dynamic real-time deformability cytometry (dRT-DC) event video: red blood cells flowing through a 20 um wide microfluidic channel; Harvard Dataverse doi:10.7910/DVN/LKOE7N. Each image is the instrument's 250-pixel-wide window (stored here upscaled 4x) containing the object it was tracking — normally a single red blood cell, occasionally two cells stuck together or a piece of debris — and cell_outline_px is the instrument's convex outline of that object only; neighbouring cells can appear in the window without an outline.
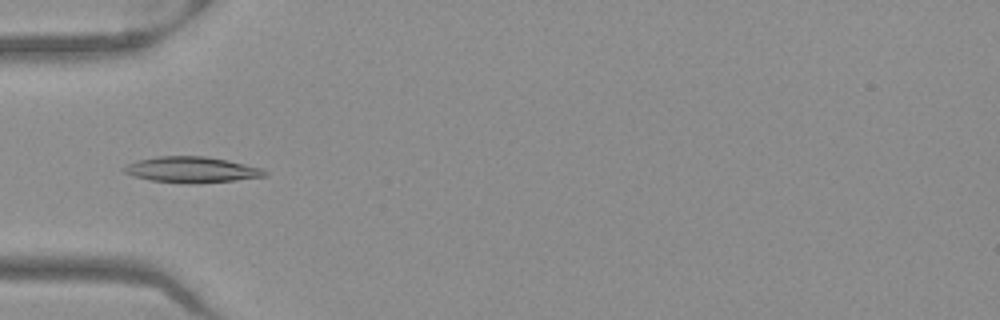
{"species": "Egyptian fruit bat (a non-hibernating species)", "species_latin": "Rousettus aegyptiacus", "temperature_condition": "warm", "stored_images_in_passage": 45, "camera_frame_rate_fps": 3000, "um_per_image_px": 0.085, "frame": {"image": 1, "passage_image": 11, "time_ms": 3.333, "image_size_px": [1000, 320], "cell_outline_px": [[268, 176], [232, 180], [192, 184], [152, 180], [132, 176], [124, 172], [120, 168], [128, 164], [140, 160], [156, 156], [204, 156], [228, 160], [260, 168], [268, 172]], "centroid_in_image_um": [16.27, 14.42], "position_along_channel_um": 68.7, "area_um2": 21.04}}
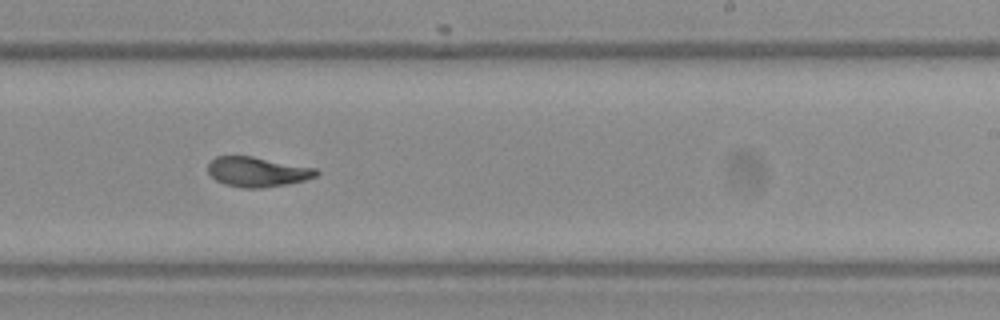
{"frame": {"image": 2, "passage_image": 26, "time_ms": 8.333, "image_size_px": [1000, 320], "cell_outline_px": [[320, 172], [316, 176], [304, 180], [284, 184], [260, 188], [244, 188], [224, 184], [216, 180], [208, 172], [208, 164], [216, 156], [252, 156], [316, 168]], "centroid_in_image_um": [21.86, 14.6], "position_along_channel_um": 267.1, "area_um2": 18.67}}
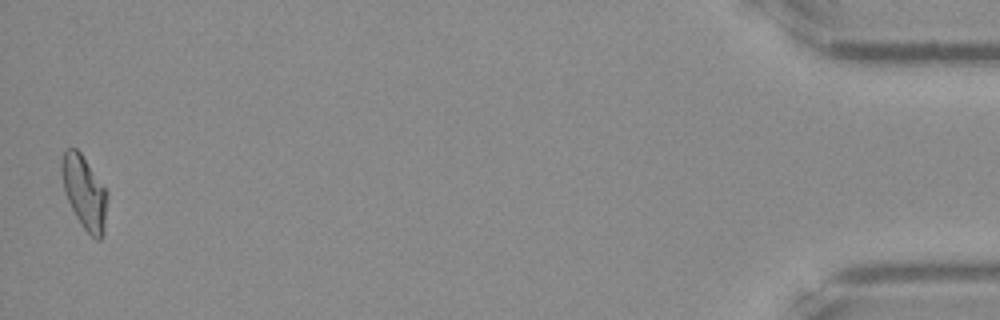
{"frame": {"image": 3, "passage_image": 45, "time_ms": 14.667, "image_size_px": [1000, 320], "cell_outline_px": [[108, 196], [104, 232], [100, 240], [96, 240], [84, 228], [76, 216], [64, 192], [60, 168], [60, 160], [64, 152], [68, 148], [76, 148], [80, 152], [108, 192]], "centroid_in_image_um": [7.17, 16.34], "position_along_channel_um": 428.0, "area_um2": 19.42}, "authors_computed_cell_mechanics": {"area_um2": 19.2474, "velocity_mm_per_s": 3.9637, "shape_relaxation_time_tau1_ms": null, "shape_relaxation_time_tau2_ms": 1.8132, "deformation_change_tau1": null, "deformation_change_tau2": 0.0617}}